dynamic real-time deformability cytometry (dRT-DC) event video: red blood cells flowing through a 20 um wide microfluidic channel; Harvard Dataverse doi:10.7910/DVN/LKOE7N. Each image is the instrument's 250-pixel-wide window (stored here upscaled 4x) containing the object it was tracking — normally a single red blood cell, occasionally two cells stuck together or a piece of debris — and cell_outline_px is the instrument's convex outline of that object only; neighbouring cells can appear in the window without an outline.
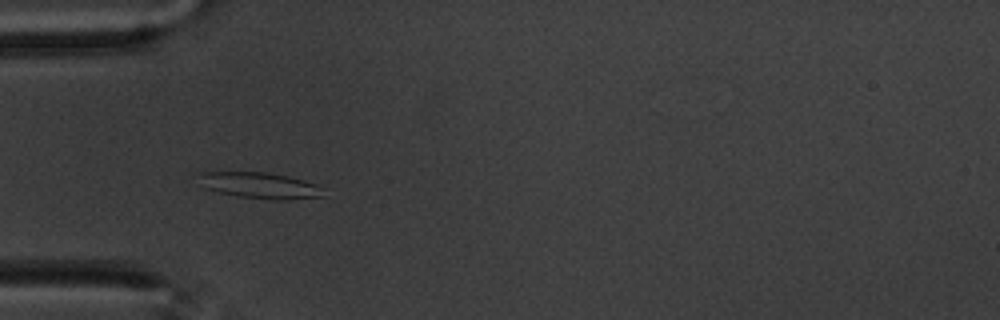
{"species": "common noctule bat (a hibernating species)", "species_latin": "Nyctalus noctula", "temperature_condition": "warm", "stored_images_in_passage": 42, "camera_frame_rate_fps": 3000, "um_per_image_px": 0.085, "animal": {"sex": "male", "body_mass_g": 20.1, "forearm_length_mm": 53.5}, "frame": {"image": 1, "passage_image": 2, "time_ms": 0.333, "image_size_px": [1000, 320], "cell_outline_px": [[328, 196], [288, 200], [276, 200], [236, 196], [204, 188], [200, 172], [268, 172], [288, 176], [304, 180], [316, 184]], "centroid_in_image_um": [22.18, 15.77], "position_along_channel_um": 62.8, "area_um2": 18.9}}
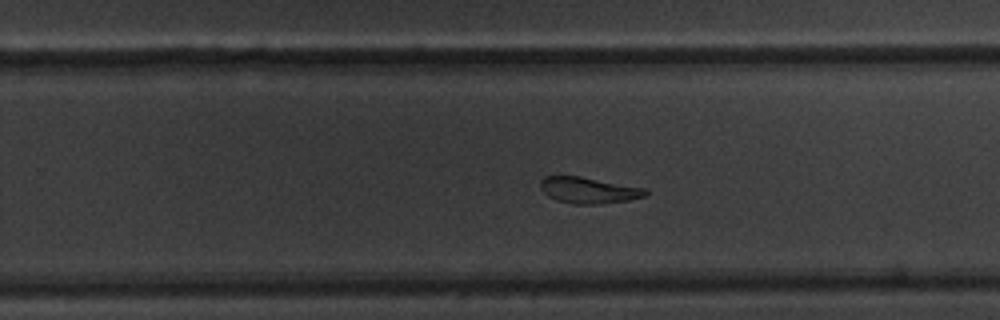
{"frame": {"image": 2, "passage_image": 21, "time_ms": 6.667, "image_size_px": [1000, 320], "cell_outline_px": [[652, 192], [648, 196], [628, 200], [600, 204], [576, 204], [556, 200], [548, 196], [540, 188], [540, 180], [544, 176], [580, 176], [648, 188]], "centroid_in_image_um": [50.11, 16.17], "position_along_channel_um": 279.7, "area_um2": 16.36}}
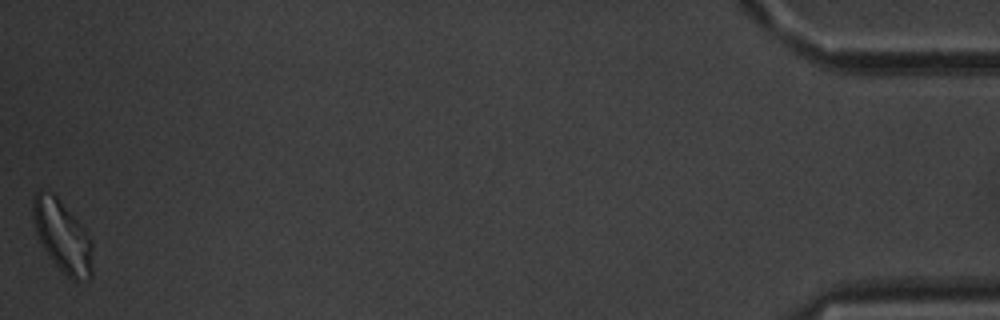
{"frame": {"image": 3, "passage_image": 42, "time_ms": 13.667, "image_size_px": [1000, 320], "cell_outline_px": [[92, 276], [88, 280], [72, 280], [52, 260], [44, 248], [36, 232], [32, 216], [32, 196], [36, 192], [52, 192], [60, 200], [84, 228], [92, 240]], "centroid_in_image_um": [5.31, 20.08], "position_along_channel_um": 429.9, "area_um2": 24.68}, "authors_computed_cell_mechanics": {"area_um2": 17.3689, "velocity_mm_per_s": 3.4562, "shape_relaxation_time_tau1_ms": 6.3197, "shape_relaxation_time_tau2_ms": 2.4026, "deformation_change_tau1": 0.171, "deformation_change_tau2": 0.0783}}